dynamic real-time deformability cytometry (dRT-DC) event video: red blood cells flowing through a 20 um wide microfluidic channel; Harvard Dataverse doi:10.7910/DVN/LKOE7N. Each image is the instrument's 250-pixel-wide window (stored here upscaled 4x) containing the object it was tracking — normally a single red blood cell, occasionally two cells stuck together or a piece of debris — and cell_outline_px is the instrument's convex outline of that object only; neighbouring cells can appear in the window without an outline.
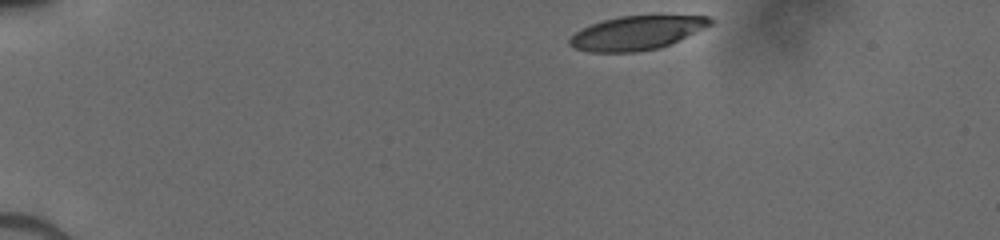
{"species": "human", "species_latin": "Homo sapiens", "temperature_condition": "cold", "stored_images_in_passage": 37, "camera_frame_rate_fps": 3000, "um_per_image_px": 0.085, "donor": {"sex": "male"}, "frame": {"image": 1, "passage_image": 1, "time_ms": 0.0, "image_size_px": [1000, 240], "cell_outline_px": [[716, 20], [712, 24], [704, 28], [660, 48], [636, 52], [588, 52], [576, 48], [568, 44], [568, 40], [576, 32], [592, 24], [604, 20], [620, 16], [708, 16]], "centroid_in_image_um": [54.12, 2.8], "position_along_channel_um": 30.9, "area_um2": 27.4}}
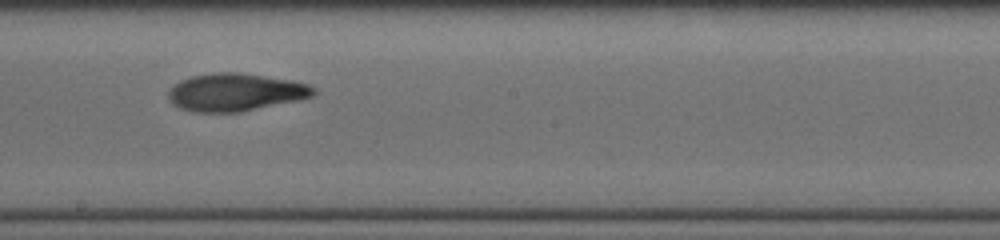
{"frame": {"image": 2, "passage_image": 22, "time_ms": 7.0, "image_size_px": [1000, 240], "cell_outline_px": [[316, 92], [312, 96], [300, 100], [240, 112], [192, 112], [180, 108], [172, 104], [168, 100], [168, 92], [180, 80], [192, 76], [216, 72], [240, 72], [292, 80], [308, 84], [316, 88]], "centroid_in_image_um": [20.02, 7.84], "position_along_channel_um": 228.2, "area_um2": 32.08}}
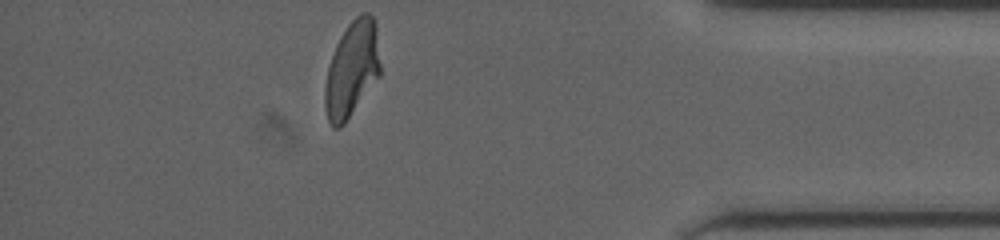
{"frame": {"image": 3, "passage_image": 37, "time_ms": 12.0, "image_size_px": [1000, 240], "cell_outline_px": [[380, 76], [344, 124], [340, 128], [332, 128], [328, 120], [324, 104], [324, 88], [328, 68], [336, 44], [340, 36], [348, 24], [360, 12], [368, 12], [372, 16], [376, 24], [380, 64]], "centroid_in_image_um": [29.91, 5.88], "position_along_channel_um": 405.3, "area_um2": 30.98}}